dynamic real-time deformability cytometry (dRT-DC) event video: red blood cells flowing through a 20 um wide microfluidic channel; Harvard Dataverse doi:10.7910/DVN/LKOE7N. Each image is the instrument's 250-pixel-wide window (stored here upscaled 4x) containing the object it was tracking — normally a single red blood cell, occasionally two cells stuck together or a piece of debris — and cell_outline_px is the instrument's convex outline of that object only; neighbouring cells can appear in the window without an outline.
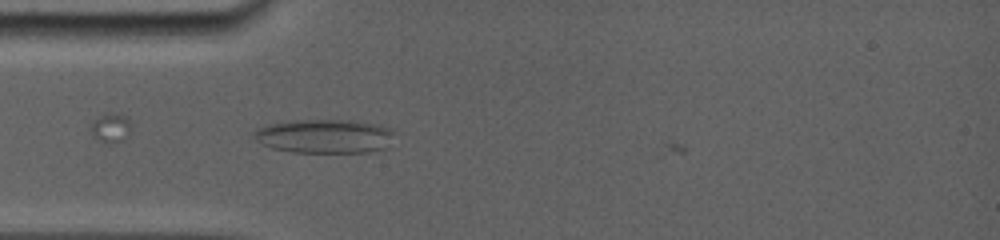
{"species": "common noctule bat (a hibernating species)", "species_latin": "Nyctalus noctula", "temperature_condition": "room temperature", "stored_images_in_passage": 3, "camera_frame_rate_fps": 5000, "um_per_image_px": 0.085, "animal": {"sex": "female", "body_mass_g": 19.0, "forearm_length_mm": 56.7}, "frame": {"image": 1, "passage_image": 1, "time_ms": 0.0, "image_size_px": [1000, 240], "cell_outline_px": [[396, 132], [388, 148], [368, 152], [292, 152], [272, 148], [256, 140], [252, 136], [256, 128], [268, 124], [292, 120], [352, 120], [380, 124]], "centroid_in_image_um": [27.62, 11.57], "position_along_channel_um": 57.4, "area_um2": 28.15}}